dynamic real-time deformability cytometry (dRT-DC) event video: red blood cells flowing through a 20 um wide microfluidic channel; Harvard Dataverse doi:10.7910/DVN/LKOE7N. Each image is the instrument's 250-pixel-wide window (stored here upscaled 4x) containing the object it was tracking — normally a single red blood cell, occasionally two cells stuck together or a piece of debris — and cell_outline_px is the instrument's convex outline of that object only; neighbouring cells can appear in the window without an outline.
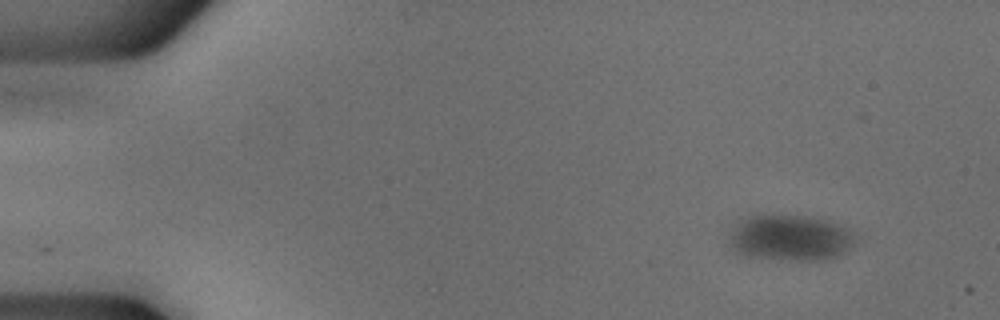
{"species": "common noctule bat (a hibernating species)", "species_latin": "Nyctalus noctula", "temperature_condition": "cold", "stored_images_in_passage": 6, "camera_frame_rate_fps": 3000, "um_per_image_px": 0.085, "animal": {"sex": "male", "body_mass_g": 18.8}, "frame": {"image": 1, "passage_image": 1, "time_ms": 0.0, "image_size_px": [1000, 320], "cell_outline_px": [[860, 240], [848, 252], [824, 260], [796, 260], [748, 256], [736, 252], [732, 248], [728, 240], [728, 236], [736, 220], [748, 216], [808, 216], [828, 220], [840, 224], [856, 232]], "centroid_in_image_um": [67.24, 20.21], "position_along_channel_um": 17.8, "area_um2": 34.45}}